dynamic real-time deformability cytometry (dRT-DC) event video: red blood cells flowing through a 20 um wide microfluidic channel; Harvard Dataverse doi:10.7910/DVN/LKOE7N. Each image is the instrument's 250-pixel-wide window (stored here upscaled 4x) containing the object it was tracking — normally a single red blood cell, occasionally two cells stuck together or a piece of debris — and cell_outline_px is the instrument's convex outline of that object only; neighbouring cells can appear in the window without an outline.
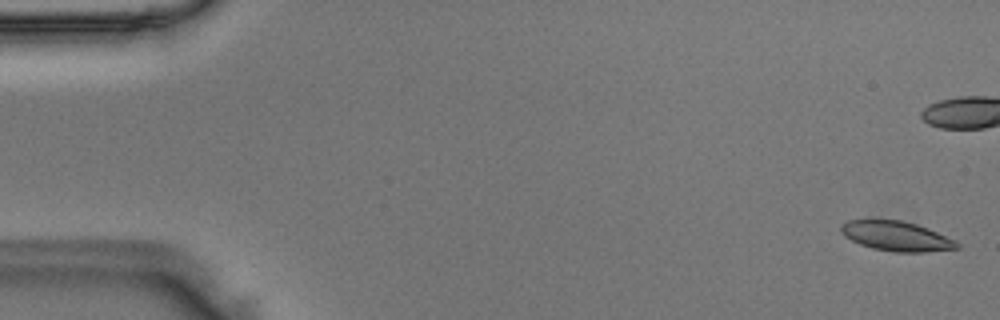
{"species": "Egyptian fruit bat (a non-hibernating species)", "species_latin": "Rousettus aegyptiacus", "temperature_condition": "room temperature", "stored_images_in_passage": 14, "camera_frame_rate_fps": 3000, "um_per_image_px": 0.085, "animal": {"sex": "male"}, "frame": {"image": 1, "passage_image": 1, "time_ms": 0.0, "image_size_px": [1000, 320], "cell_outline_px": [[960, 248], [924, 252], [892, 252], [872, 248], [860, 244], [844, 236], [840, 232], [840, 224], [848, 220], [900, 220], [916, 224], [928, 228], [956, 240], [960, 244]], "centroid_in_image_um": [76.2, 20.07], "position_along_channel_um": 8.8, "area_um2": 20.17}}